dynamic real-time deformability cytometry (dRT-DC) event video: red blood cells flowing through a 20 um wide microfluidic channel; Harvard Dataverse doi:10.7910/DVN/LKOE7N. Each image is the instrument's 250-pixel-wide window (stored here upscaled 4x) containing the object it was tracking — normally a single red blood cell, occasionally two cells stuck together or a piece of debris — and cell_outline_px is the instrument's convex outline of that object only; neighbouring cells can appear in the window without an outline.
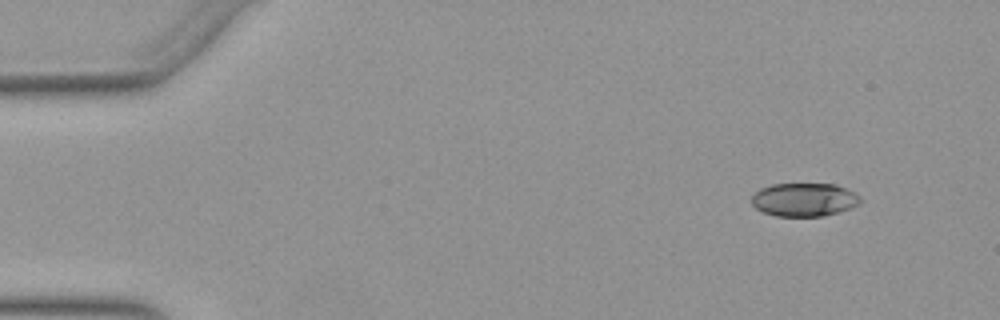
{"species": "Egyptian fruit bat (a non-hibernating species)", "species_latin": "Rousettus aegyptiacus", "temperature_condition": "warm", "stored_images_in_passage": 50, "camera_frame_rate_fps": 3000, "um_per_image_px": 0.085, "animal": {"sex": "female"}, "frame": {"image": 1, "passage_image": 4, "time_ms": 1.0, "image_size_px": [1000, 320], "cell_outline_px": [[860, 204], [824, 216], [776, 216], [764, 212], [756, 208], [752, 204], [752, 196], [760, 188], [772, 184], [836, 184], [848, 188], [860, 196]], "centroid_in_image_um": [68.36, 16.96], "position_along_channel_um": 16.6, "area_um2": 21.1}}
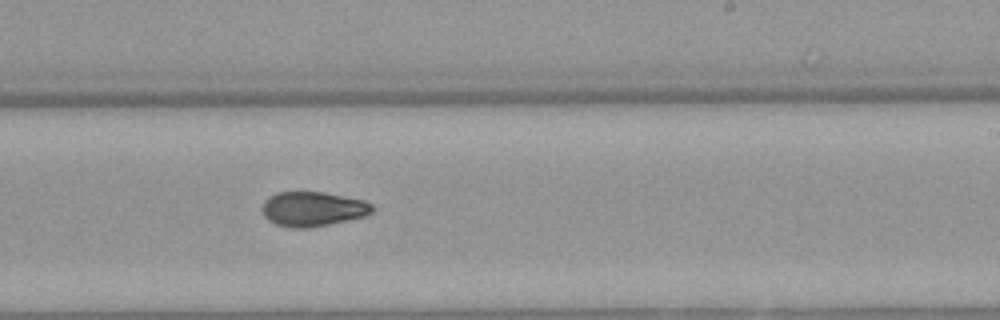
{"frame": {"image": 2, "passage_image": 31, "time_ms": 10.0, "image_size_px": [1000, 320], "cell_outline_px": [[376, 208], [372, 212], [364, 216], [348, 220], [308, 228], [288, 228], [276, 224], [268, 220], [264, 216], [260, 208], [264, 200], [268, 196], [276, 192], [324, 192], [364, 200], [372, 204]], "centroid_in_image_um": [26.56, 17.76], "position_along_channel_um": 262.4, "area_um2": 22.48}}
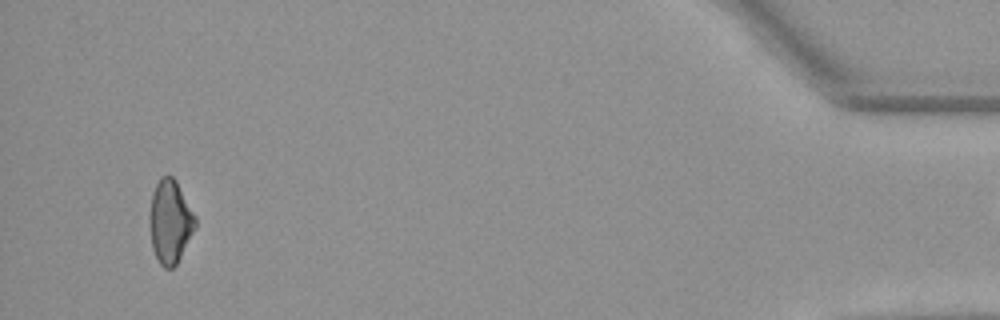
{"frame": {"image": 3, "passage_image": 49, "time_ms": 16.0, "image_size_px": [1000, 320], "cell_outline_px": [[196, 228], [176, 264], [172, 268], [164, 268], [160, 264], [152, 248], [148, 220], [148, 216], [152, 192], [160, 176], [172, 176], [176, 180], [196, 216]], "centroid_in_image_um": [14.44, 18.82], "position_along_channel_um": 420.8, "area_um2": 22.43}}